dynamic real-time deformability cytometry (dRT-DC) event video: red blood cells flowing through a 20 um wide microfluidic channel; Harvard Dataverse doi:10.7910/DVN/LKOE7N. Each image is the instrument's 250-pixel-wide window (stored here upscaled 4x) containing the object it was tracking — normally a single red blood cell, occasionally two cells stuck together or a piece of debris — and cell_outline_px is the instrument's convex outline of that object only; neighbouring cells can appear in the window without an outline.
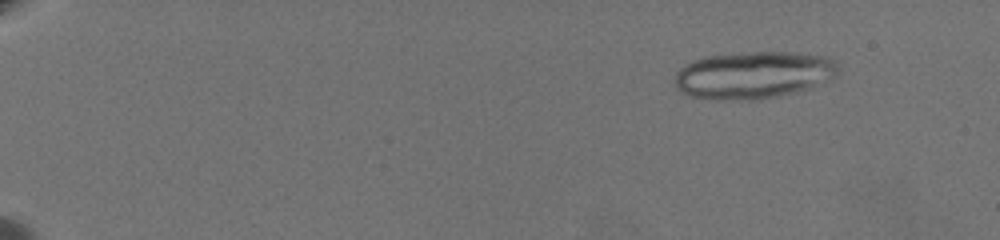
{"species": "common noctule bat (a hibernating species)", "species_latin": "Nyctalus noctula", "temperature_condition": "warm", "stored_images_in_passage": 65, "segment_of_instrument_passage": [1, 2], "camera_frame_rate_fps": 3000, "um_per_image_px": 0.085, "animal": {"sex": "female", "body_mass_g": 19.5, "forearm_length_mm": 54.1}, "frame": {"image": 1, "passage_image": 9, "time_ms": 2.667, "image_size_px": [1000, 240], "cell_outline_px": [[836, 72], [832, 76], [812, 88], [780, 96], [752, 100], [716, 100], [688, 96], [680, 92], [676, 84], [676, 72], [680, 68], [692, 60], [704, 56], [752, 52], [796, 52], [828, 56], [836, 60]], "centroid_in_image_um": [64.02, 6.38], "position_along_channel_um": 21.0, "area_um2": 45.2}}